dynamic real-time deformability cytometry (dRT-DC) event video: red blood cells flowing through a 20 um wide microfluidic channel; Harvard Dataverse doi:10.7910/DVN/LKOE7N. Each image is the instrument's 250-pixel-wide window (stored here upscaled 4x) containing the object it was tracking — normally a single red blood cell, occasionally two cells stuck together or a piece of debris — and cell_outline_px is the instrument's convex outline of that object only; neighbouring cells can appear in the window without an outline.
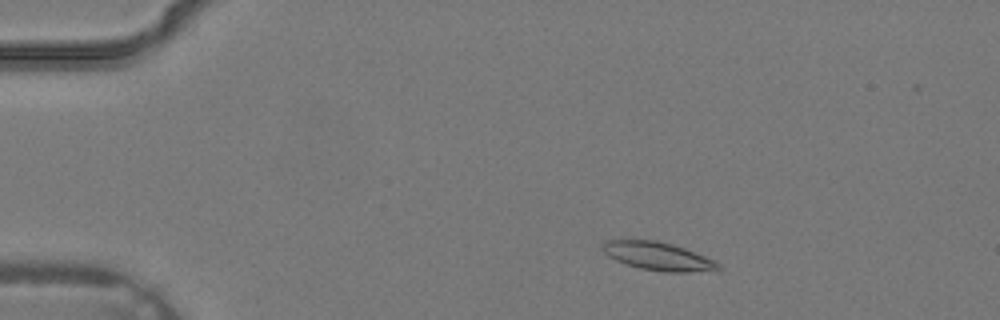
{"species": "common noctule bat (a hibernating species)", "species_latin": "Nyctalus noctula", "temperature_condition": "warm", "stored_images_in_passage": 34, "camera_frame_rate_fps": 3000, "um_per_image_px": 0.085, "animal": {"sex": "male", "body_mass_g": 19.2, "forearm_length_mm": 51.8}, "frame": {"image": 1, "passage_image": 4, "time_ms": 1.0, "image_size_px": [1000, 320], "cell_outline_px": [[724, 268], [688, 272], [664, 272], [640, 268], [616, 260], [608, 256], [600, 248], [600, 244], [604, 240], [656, 240], [672, 244], [684, 248], [716, 260]], "centroid_in_image_um": [55.91, 21.77], "position_along_channel_um": 29.1, "area_um2": 19.02}}
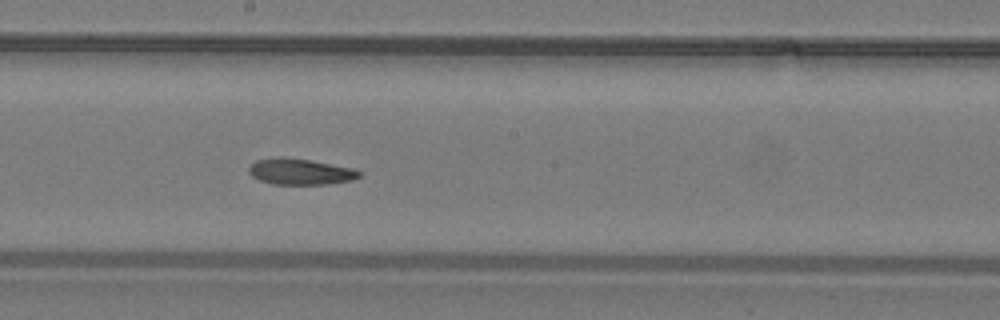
{"frame": {"image": 2, "passage_image": 18, "time_ms": 5.667, "image_size_px": [1000, 320], "cell_outline_px": [[364, 172], [360, 176], [352, 180], [324, 184], [272, 184], [260, 180], [252, 176], [248, 172], [248, 168], [256, 160], [276, 156], [284, 156], [356, 168]], "centroid_in_image_um": [25.53, 14.58], "position_along_channel_um": 222.7, "area_um2": 16.94}}
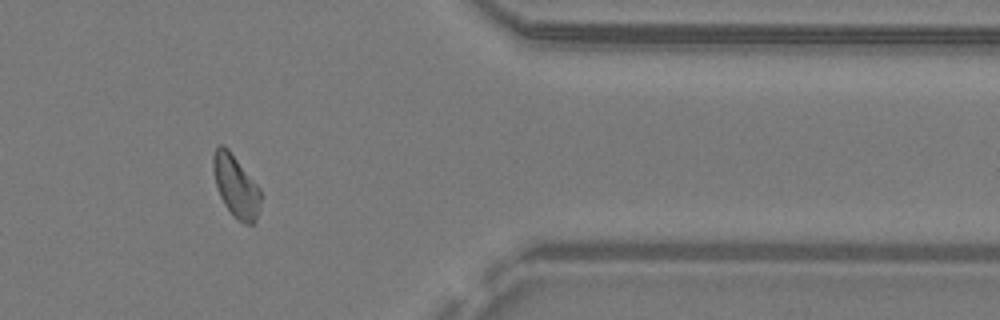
{"frame": {"image": 3, "passage_image": 28, "time_ms": 9.0, "image_size_px": [1000, 320], "cell_outline_px": [[260, 200], [256, 220], [252, 224], [248, 224], [232, 216], [224, 204], [220, 196], [216, 184], [212, 168], [212, 156], [216, 144], [224, 144], [228, 148], [260, 188]], "centroid_in_image_um": [20.01, 15.77], "position_along_channel_um": 391.4, "area_um2": 17.17}}